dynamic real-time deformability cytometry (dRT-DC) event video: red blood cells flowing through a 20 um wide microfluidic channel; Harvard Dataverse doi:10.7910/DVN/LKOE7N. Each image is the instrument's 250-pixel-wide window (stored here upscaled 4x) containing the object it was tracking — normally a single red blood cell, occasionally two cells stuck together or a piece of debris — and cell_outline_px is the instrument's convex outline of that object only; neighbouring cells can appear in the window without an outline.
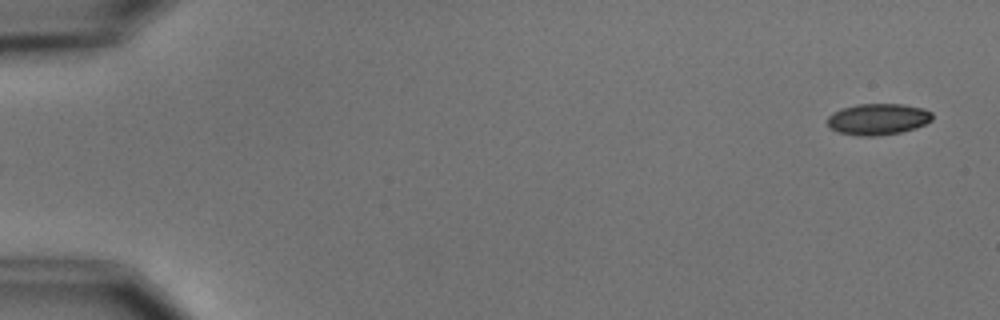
{"species": "common noctule bat (a hibernating species)", "species_latin": "Nyctalus noctula", "temperature_condition": "cold", "stored_images_in_passage": 5, "camera_frame_rate_fps": 3000, "um_per_image_px": 0.085, "animal": {"sex": "male", "body_mass_g": 15.6}, "frame": {"image": 1, "passage_image": 1, "time_ms": 0.0, "image_size_px": [1000, 320], "cell_outline_px": [[932, 120], [916, 128], [900, 132], [876, 136], [860, 136], [840, 132], [832, 128], [828, 124], [828, 116], [832, 112], [840, 108], [856, 104], [904, 104], [924, 108], [932, 112]], "centroid_in_image_um": [74.64, 10.11], "position_along_channel_um": 10.4, "area_um2": 19.19}}
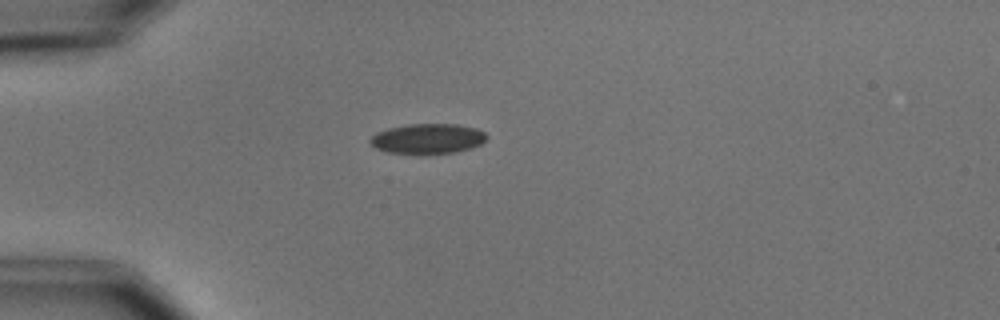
{"frame": {"image": 2, "passage_image": 5, "time_ms": 4.333, "image_size_px": [1000, 320], "cell_outline_px": [[488, 136], [480, 144], [468, 148], [452, 152], [420, 156], [416, 156], [384, 152], [376, 148], [368, 140], [376, 132], [388, 128], [408, 124], [456, 124], [476, 128], [484, 132]], "centroid_in_image_um": [36.28, 11.81], "position_along_channel_um": 48.7, "area_um2": 20.87}}